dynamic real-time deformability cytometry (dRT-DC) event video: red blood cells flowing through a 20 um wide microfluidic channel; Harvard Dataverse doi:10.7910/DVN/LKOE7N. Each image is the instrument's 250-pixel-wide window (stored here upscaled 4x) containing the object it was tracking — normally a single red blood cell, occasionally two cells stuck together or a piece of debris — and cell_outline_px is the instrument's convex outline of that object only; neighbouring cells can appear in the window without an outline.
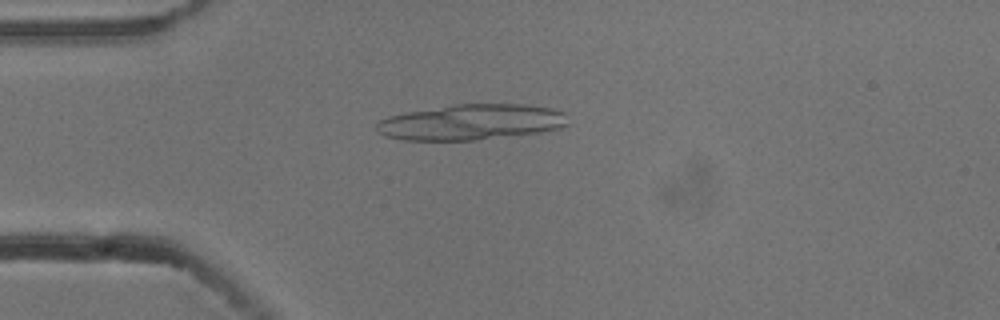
{"species": "common noctule bat (a hibernating species)", "species_latin": "Nyctalus noctula", "temperature_condition": "cold", "stored_images_in_passage": 5, "camera_frame_rate_fps": 3000, "um_per_image_px": 0.085, "animal": {"sex": "male", "body_mass_g": 13.3}, "frame": {"image": 1, "passage_image": 4, "time_ms": 1.0, "image_size_px": [1000, 320], "cell_outline_px": [[568, 124], [560, 128], [540, 132], [476, 140], [404, 140], [388, 136], [380, 132], [376, 128], [376, 124], [380, 120], [388, 116], [404, 112], [452, 104], [524, 104], [548, 108], [564, 112]], "centroid_in_image_um": [40.04, 10.37], "position_along_channel_um": 45.0, "area_um2": 39.65}}